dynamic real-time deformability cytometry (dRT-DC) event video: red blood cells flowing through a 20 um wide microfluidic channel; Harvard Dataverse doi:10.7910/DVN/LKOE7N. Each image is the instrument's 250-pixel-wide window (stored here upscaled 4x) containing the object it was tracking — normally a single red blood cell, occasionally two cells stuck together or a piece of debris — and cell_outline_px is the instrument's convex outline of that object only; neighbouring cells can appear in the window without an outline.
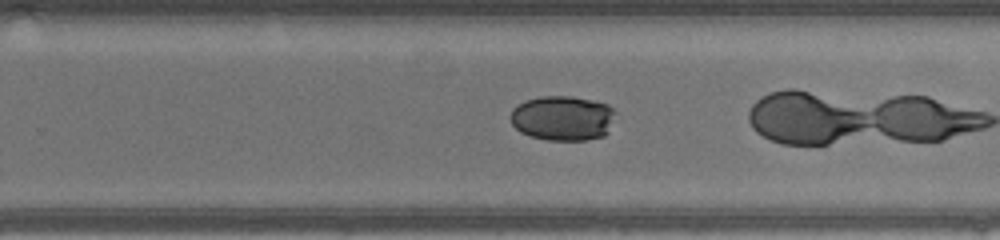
{"species": "human", "species_latin": "Homo sapiens", "temperature_condition": "warm", "stored_images_in_passage": 39, "camera_frame_rate_fps": 3000, "um_per_image_px": 0.085, "donor": {"sex": "male"}, "frame": {"image": 1, "passage_image": 26, "time_ms": 8.333, "image_size_px": [1000, 240], "cell_outline_px": [[616, 112], [608, 132], [604, 136], [588, 140], [548, 140], [532, 136], [520, 132], [512, 124], [508, 116], [512, 108], [524, 100], [540, 96], [572, 96], [592, 100], [608, 104]], "centroid_in_image_um": [47.81, 10.03], "position_along_channel_um": 282.0, "area_um2": 27.8}, "authors_computed_cell_mechanics": {"area_um2": 33.8708, "velocity_mm_per_s": 4.4307, "shape_relaxation_time_tau1_ms": 0.9329, "shape_relaxation_time_tau2_ms": null, "deformation_change_tau1": 0.3319, "deformation_change_tau2": null}}